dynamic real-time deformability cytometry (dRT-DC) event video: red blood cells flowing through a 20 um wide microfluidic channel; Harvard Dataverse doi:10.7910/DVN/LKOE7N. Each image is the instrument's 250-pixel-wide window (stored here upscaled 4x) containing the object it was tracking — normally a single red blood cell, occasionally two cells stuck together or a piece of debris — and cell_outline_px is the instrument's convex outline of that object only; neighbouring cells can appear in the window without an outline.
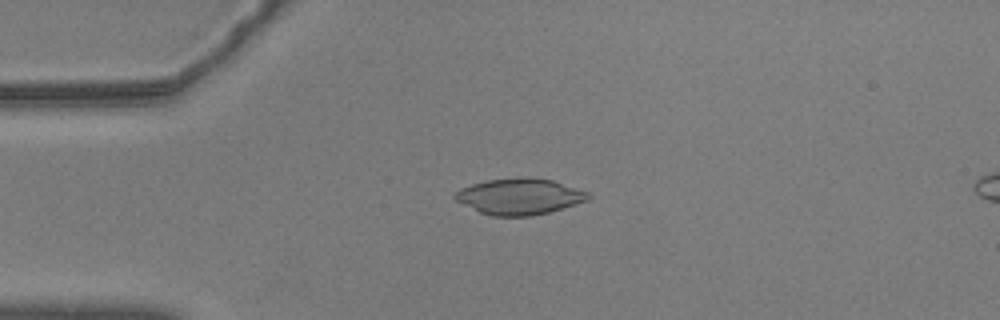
{"species": "common noctule bat (a hibernating species)", "species_latin": "Nyctalus noctula", "temperature_condition": "warm", "stored_images_in_passage": 57, "camera_frame_rate_fps": 3000, "um_per_image_px": 0.085, "animal": {"sex": "male", "body_mass_g": 20.5, "forearm_length_mm": 52.5}, "frame": {"image": 1, "passage_image": 14, "time_ms": 4.333, "image_size_px": [1000, 320], "cell_outline_px": [[592, 196], [588, 200], [576, 204], [548, 212], [532, 216], [492, 216], [480, 212], [456, 200], [452, 196], [460, 188], [472, 184], [488, 180], [552, 180], [592, 192]], "centroid_in_image_um": [44.2, 16.74], "position_along_channel_um": 40.8, "area_um2": 27.22}}
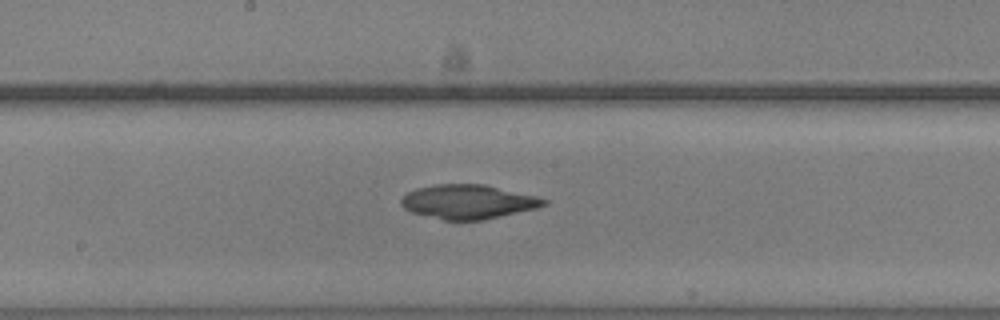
{"frame": {"image": 2, "passage_image": 30, "time_ms": 9.667, "image_size_px": [1000, 320], "cell_outline_px": [[548, 204], [536, 208], [480, 220], [444, 220], [412, 212], [404, 208], [400, 204], [400, 200], [408, 192], [416, 188], [436, 184], [484, 184], [536, 196], [548, 200]], "centroid_in_image_um": [39.77, 17.14], "position_along_channel_um": 208.4, "area_um2": 28.15}}
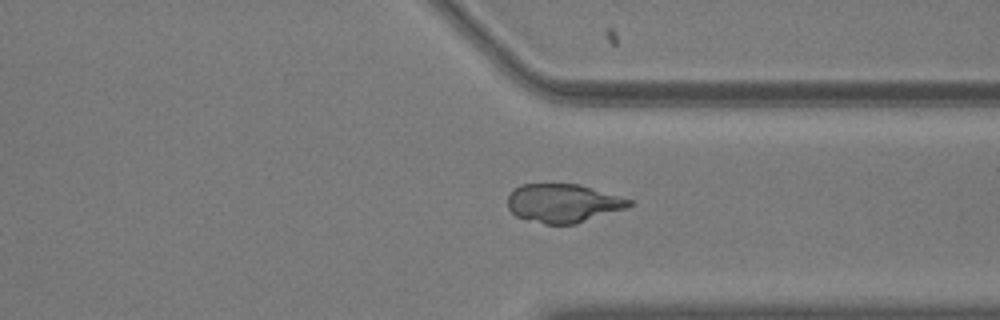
{"frame": {"image": 3, "passage_image": 43, "time_ms": 14.0, "image_size_px": [1000, 320], "cell_outline_px": [[636, 204], [628, 208], [576, 224], [544, 224], [516, 216], [508, 208], [508, 196], [512, 188], [520, 184], [580, 184], [632, 200]], "centroid_in_image_um": [47.88, 17.27], "position_along_channel_um": 363.5, "area_um2": 27.57}, "authors_computed_cell_mechanics": {"area_um2": 28.0908, "velocity_mm_per_s": 3.587, "shape_relaxation_time_tau1_ms": null, "shape_relaxation_time_tau2_ms": 8.9235, "deformation_change_tau1": null, "deformation_change_tau2": 0.111}}